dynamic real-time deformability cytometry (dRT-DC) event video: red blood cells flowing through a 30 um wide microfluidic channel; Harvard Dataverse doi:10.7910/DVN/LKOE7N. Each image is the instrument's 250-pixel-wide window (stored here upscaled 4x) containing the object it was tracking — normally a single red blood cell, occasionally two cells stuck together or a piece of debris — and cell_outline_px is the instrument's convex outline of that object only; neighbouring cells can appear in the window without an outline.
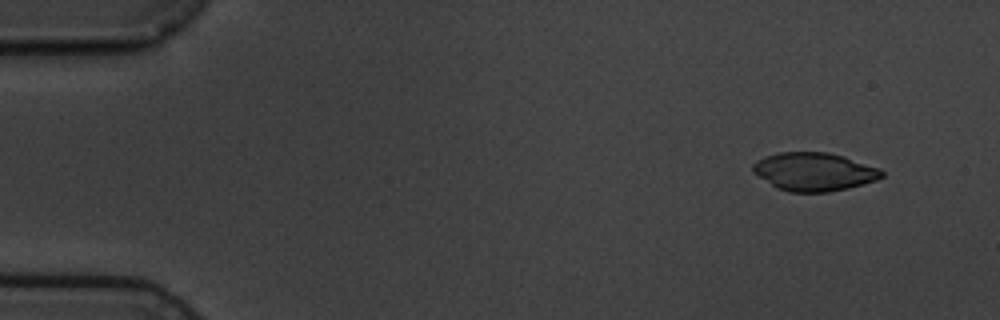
{"species": "common noctule bat (a hibernating species)", "species_latin": "Nyctalus noctula", "temperature_condition": "cold", "stored_images_in_passage": 10, "camera_frame_rate_fps": 3000, "um_per_image_px": 0.085, "animal": {"sex": "male", "body_mass_g": 19.5, "forearm_length_mm": 54.6}, "frame": {"image": 1, "passage_image": 2, "time_ms": 1.0, "image_size_px": [1000, 320], "cell_outline_px": [[884, 176], [876, 180], [848, 188], [828, 192], [788, 192], [776, 188], [752, 172], [752, 164], [756, 160], [764, 156], [780, 152], [828, 152], [844, 156], [880, 168], [884, 172]], "centroid_in_image_um": [69.18, 14.59], "position_along_channel_um": 15.8, "area_um2": 28.96}}